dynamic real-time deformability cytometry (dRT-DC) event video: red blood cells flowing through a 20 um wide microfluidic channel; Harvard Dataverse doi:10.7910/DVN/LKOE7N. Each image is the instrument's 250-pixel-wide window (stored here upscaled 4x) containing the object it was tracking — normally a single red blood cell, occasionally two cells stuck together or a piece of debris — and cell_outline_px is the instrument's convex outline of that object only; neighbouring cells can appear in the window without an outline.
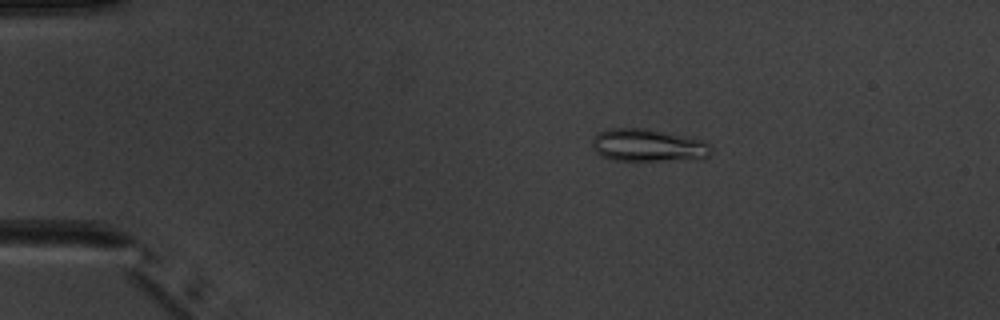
{"species": "common noctule bat (a hibernating species)", "species_latin": "Nyctalus noctula", "temperature_condition": "warm", "stored_images_in_passage": 5, "camera_frame_rate_fps": 3000, "um_per_image_px": 0.085, "animal": {"sex": "male", "body_mass_g": 20.1, "forearm_length_mm": 53.5}, "frame": {"image": 1, "passage_image": 3, "time_ms": 2.333, "image_size_px": [1000, 320], "cell_outline_px": [[712, 152], [704, 160], [612, 160], [600, 156], [596, 152], [592, 144], [592, 140], [600, 132], [612, 128], [644, 128], [704, 140], [712, 148]], "centroid_in_image_um": [55.13, 12.37], "position_along_channel_um": 29.9, "area_um2": 22.66}}